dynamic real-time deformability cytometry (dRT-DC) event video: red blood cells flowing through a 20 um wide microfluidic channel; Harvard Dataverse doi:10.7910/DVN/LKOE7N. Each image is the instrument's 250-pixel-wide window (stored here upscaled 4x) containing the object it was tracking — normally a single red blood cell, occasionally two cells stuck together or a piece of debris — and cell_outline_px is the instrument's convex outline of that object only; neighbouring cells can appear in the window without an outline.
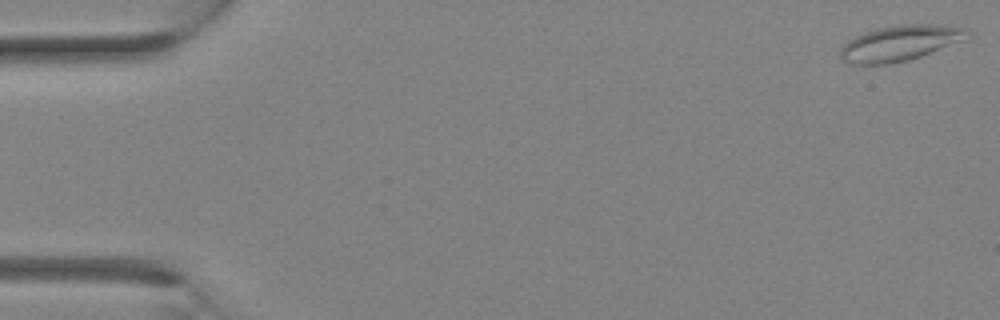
{"species": "Egyptian fruit bat (a non-hibernating species)", "species_latin": "Rousettus aegyptiacus", "temperature_condition": "room temperature", "stored_images_in_passage": 20, "camera_frame_rate_fps": 3000, "um_per_image_px": 0.085, "animal": {"sex": "female"}, "frame": {"image": 1, "passage_image": 1, "time_ms": 0.0, "image_size_px": [1000, 320], "cell_outline_px": [[968, 28], [964, 40], [920, 56], [908, 60], [888, 64], [852, 64], [844, 60], [840, 56], [840, 48], [848, 40], [864, 32], [880, 28], [900, 24], [936, 24]], "centroid_in_image_um": [76.47, 3.66], "position_along_channel_um": 8.5, "area_um2": 25.95}}
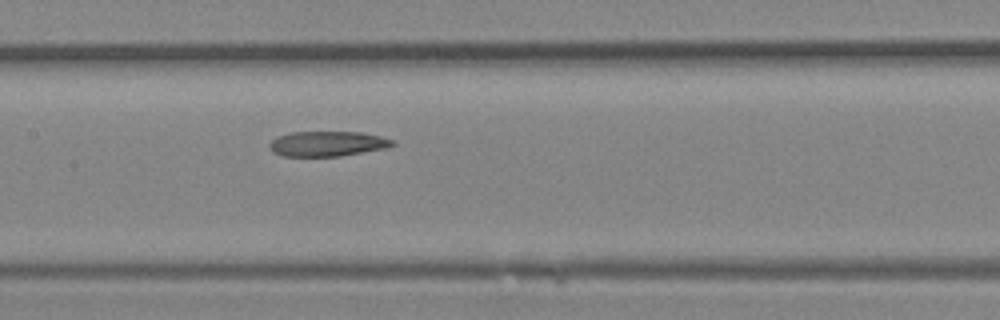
{"frame": {"image": 2, "passage_image": 16, "time_ms": 5.0, "image_size_px": [1000, 320], "cell_outline_px": [[396, 144], [388, 148], [340, 156], [284, 156], [272, 152], [268, 144], [276, 136], [292, 132], [360, 132], [380, 136], [396, 140]], "centroid_in_image_um": [27.86, 12.22], "position_along_channel_um": 179.5, "area_um2": 18.15}}
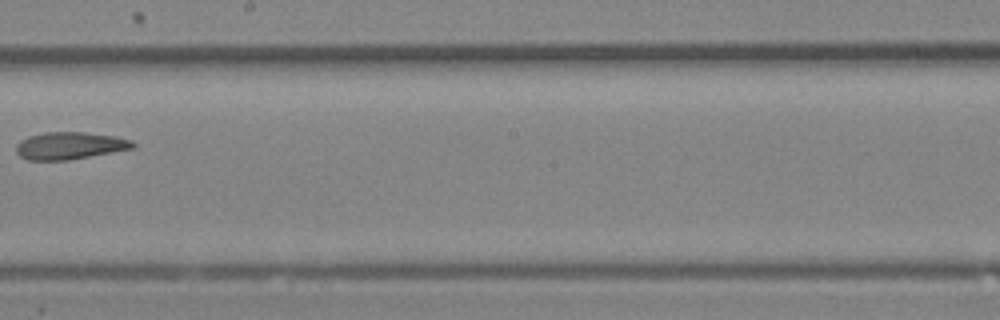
{"frame": {"image": 3, "passage_image": 19, "time_ms": 6.0, "image_size_px": [1000, 320], "cell_outline_px": [[136, 144], [132, 148], [68, 160], [28, 160], [20, 156], [16, 152], [16, 144], [20, 140], [28, 136], [44, 132], [84, 132], [112, 136], [132, 140]], "centroid_in_image_um": [5.87, 12.38], "position_along_channel_um": 242.3, "area_um2": 18.38}}